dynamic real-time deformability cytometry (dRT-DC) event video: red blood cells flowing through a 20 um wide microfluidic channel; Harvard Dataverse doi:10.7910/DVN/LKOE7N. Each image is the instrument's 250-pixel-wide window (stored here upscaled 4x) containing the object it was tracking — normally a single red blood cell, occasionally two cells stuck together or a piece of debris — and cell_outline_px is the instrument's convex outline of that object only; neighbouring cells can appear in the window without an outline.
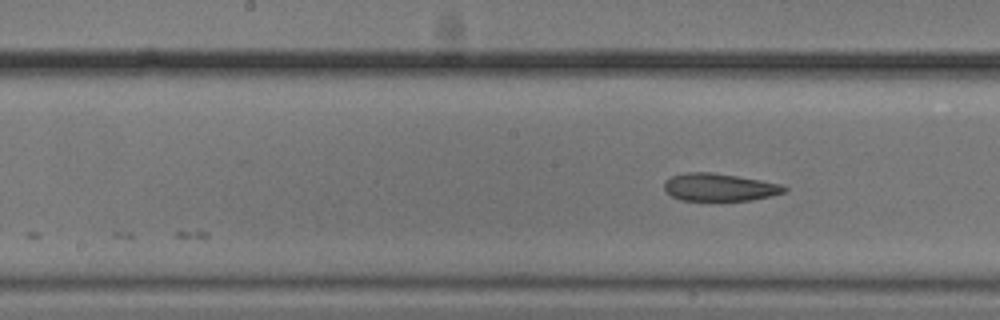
{"species": "common noctule bat (a hibernating species)", "species_latin": "Nyctalus noctula", "temperature_condition": "cold", "stored_images_in_passage": 8, "camera_frame_rate_fps": 3000, "um_per_image_px": 0.085, "animal": {"sex": "male", "body_mass_g": 20.5, "forearm_length_mm": 52.5}, "frame": {"image": 1, "passage_image": 8, "time_ms": 2.333, "image_size_px": [1000, 320], "cell_outline_px": [[788, 188], [784, 192], [772, 196], [752, 200], [680, 200], [672, 196], [664, 188], [664, 180], [672, 176], [688, 172], [708, 172], [736, 176], [760, 180], [780, 184]], "centroid_in_image_um": [61.14, 15.92], "position_along_channel_um": 187.1, "area_um2": 19.13}}